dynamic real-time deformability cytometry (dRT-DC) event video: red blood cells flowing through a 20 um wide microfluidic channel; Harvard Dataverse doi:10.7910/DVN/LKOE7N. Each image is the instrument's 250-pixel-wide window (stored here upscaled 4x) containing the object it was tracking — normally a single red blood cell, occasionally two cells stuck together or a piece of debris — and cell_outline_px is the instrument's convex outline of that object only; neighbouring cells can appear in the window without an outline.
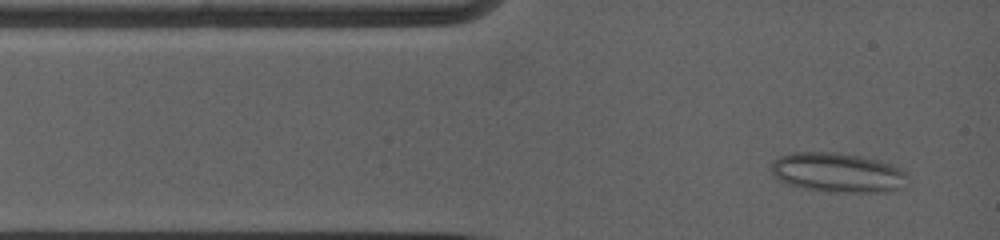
{"species": "common noctule bat (a hibernating species)", "species_latin": "Nyctalus noctula", "temperature_condition": "warm", "stored_images_in_passage": 25, "camera_frame_rate_fps": 5000, "um_per_image_px": 0.085, "animal": {"sex": "female", "body_mass_g": 19.0, "forearm_length_mm": 53.3}, "frame": {"image": 1, "passage_image": 2, "time_ms": 0.6, "image_size_px": [1000, 240], "cell_outline_px": [[908, 176], [904, 188], [888, 192], [832, 192], [804, 188], [788, 184], [780, 180], [772, 172], [772, 160], [780, 156], [792, 152], [836, 152], [860, 156], [880, 160], [892, 164], [900, 168]], "centroid_in_image_um": [71.24, 14.67], "position_along_channel_um": 13.8, "area_um2": 31.62}}
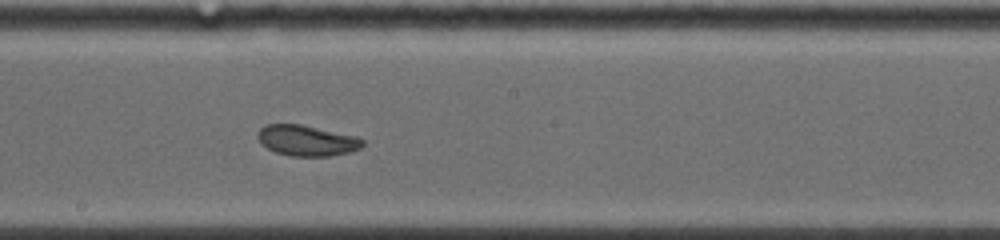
{"frame": {"image": 2, "passage_image": 15, "time_ms": 6.8, "image_size_px": [1000, 240], "cell_outline_px": [[364, 144], [360, 148], [352, 152], [332, 156], [292, 156], [276, 152], [260, 144], [256, 136], [256, 132], [264, 124], [300, 124], [356, 136], [364, 140]], "centroid_in_image_um": [26.06, 11.94], "position_along_channel_um": 222.1, "area_um2": 18.96}}
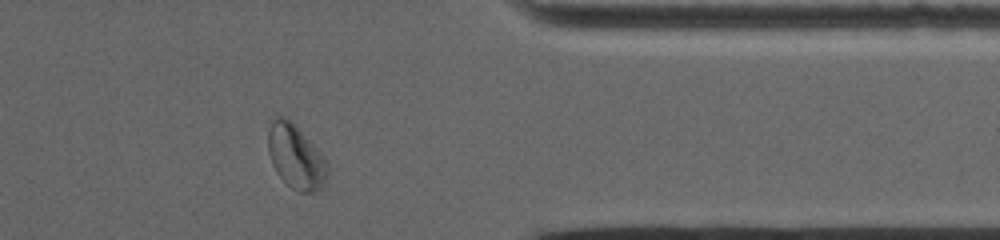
{"frame": {"image": 3, "passage_image": 23, "time_ms": 11.4, "image_size_px": [1000, 240], "cell_outline_px": [[328, 172], [324, 184], [320, 188], [312, 192], [300, 192], [292, 188], [276, 172], [272, 164], [268, 152], [268, 128], [272, 120], [276, 116], [280, 116], [288, 120], [324, 156], [328, 164]], "centroid_in_image_um": [25.13, 13.35], "position_along_channel_um": 386.3, "area_um2": 21.68}, "authors_computed_cell_mechanics": {"area_um2": 20.2878, "velocity_mm_per_s": 3.8487, "shape_relaxation_time_tau1_ms": null, "shape_relaxation_time_tau2_ms": 3.2481, "deformation_change_tau1": null, "deformation_change_tau2": 0.0663}}